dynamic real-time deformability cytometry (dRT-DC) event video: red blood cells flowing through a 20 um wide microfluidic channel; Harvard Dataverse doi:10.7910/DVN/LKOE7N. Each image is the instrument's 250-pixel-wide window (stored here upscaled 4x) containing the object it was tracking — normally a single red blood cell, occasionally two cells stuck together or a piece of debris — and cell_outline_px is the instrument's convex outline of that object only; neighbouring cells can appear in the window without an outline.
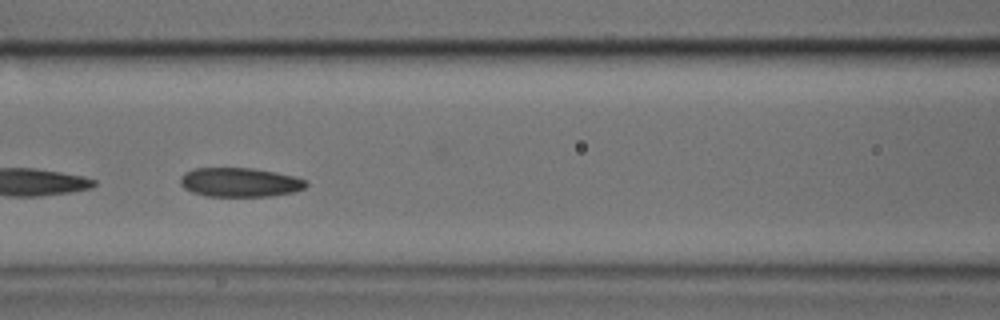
{"species": "common noctule bat (a hibernating species)", "species_latin": "Nyctalus noctula", "temperature_condition": "cold", "stored_images_in_passage": 7, "camera_frame_rate_fps": 3000, "um_per_image_px": 0.085, "animal": {"sex": "male", "body_mass_g": 17.9, "forearm_length_mm": 54.2}, "frame": {"image": 1, "passage_image": 5, "time_ms": 1.333, "image_size_px": [1000, 320], "cell_outline_px": [[308, 184], [304, 188], [292, 192], [272, 196], [204, 196], [192, 192], [184, 188], [180, 184], [180, 176], [184, 172], [196, 168], [252, 168], [276, 172], [296, 176], [308, 180]], "centroid_in_image_um": [20.39, 15.49], "position_along_channel_um": 146.2, "area_um2": 21.56}}